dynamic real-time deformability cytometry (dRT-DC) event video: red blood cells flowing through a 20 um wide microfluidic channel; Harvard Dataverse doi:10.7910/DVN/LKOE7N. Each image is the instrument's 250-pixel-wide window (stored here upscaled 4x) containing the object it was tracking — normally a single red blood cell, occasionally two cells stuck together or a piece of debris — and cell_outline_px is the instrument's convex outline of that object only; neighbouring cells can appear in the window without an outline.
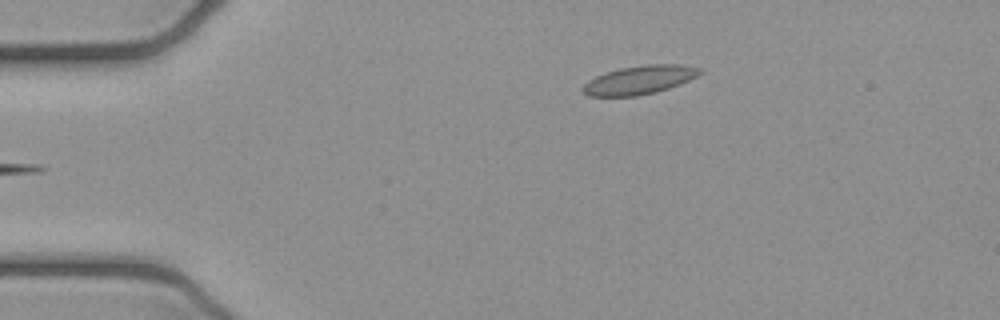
{"species": "common noctule bat (a hibernating species)", "species_latin": "Nyctalus noctula", "temperature_condition": "cold", "stored_images_in_passage": 6, "camera_frame_rate_fps": 3000, "um_per_image_px": 0.085, "animal": {"sex": "female", "body_mass_g": 21.9}, "frame": {"image": 1, "passage_image": 6, "time_ms": 1.667, "image_size_px": [1000, 320], "cell_outline_px": [[704, 72], [680, 84], [656, 92], [636, 96], [588, 96], [580, 88], [588, 80], [604, 72], [620, 68], [644, 64], [680, 64], [704, 68]], "centroid_in_image_um": [54.37, 6.78], "position_along_channel_um": 30.6, "area_um2": 19.71}}